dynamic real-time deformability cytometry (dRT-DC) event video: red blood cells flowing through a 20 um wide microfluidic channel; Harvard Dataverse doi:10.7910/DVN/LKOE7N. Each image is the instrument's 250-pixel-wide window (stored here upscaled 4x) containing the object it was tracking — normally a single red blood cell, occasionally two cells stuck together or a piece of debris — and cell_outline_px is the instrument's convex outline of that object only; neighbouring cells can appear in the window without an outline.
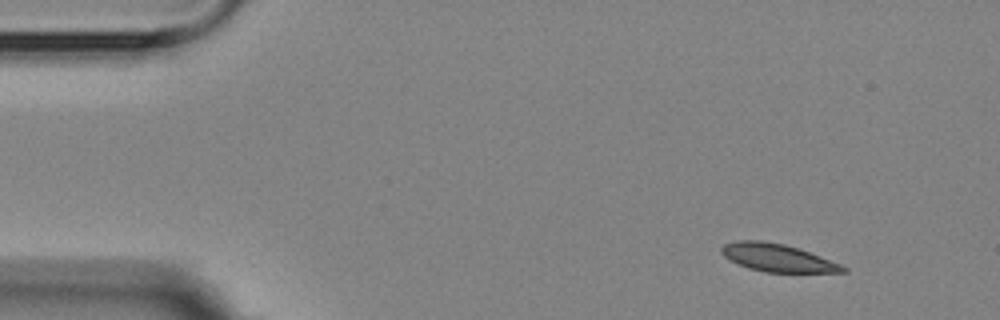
{"species": "Egyptian fruit bat (a non-hibernating species)", "species_latin": "Rousettus aegyptiacus", "temperature_condition": "room temperature", "stored_images_in_passage": 4, "camera_frame_rate_fps": 3000, "um_per_image_px": 0.085, "animal": {"sex": "female"}, "frame": {"image": 1, "passage_image": 1, "time_ms": 0.0, "image_size_px": [1000, 320], "cell_outline_px": [[848, 272], [764, 272], [748, 268], [724, 256], [720, 252], [720, 248], [724, 244], [736, 240], [760, 240], [784, 244], [800, 248], [840, 264], [848, 268]], "centroid_in_image_um": [66.08, 21.9], "position_along_channel_um": 18.9, "area_um2": 19.59}}